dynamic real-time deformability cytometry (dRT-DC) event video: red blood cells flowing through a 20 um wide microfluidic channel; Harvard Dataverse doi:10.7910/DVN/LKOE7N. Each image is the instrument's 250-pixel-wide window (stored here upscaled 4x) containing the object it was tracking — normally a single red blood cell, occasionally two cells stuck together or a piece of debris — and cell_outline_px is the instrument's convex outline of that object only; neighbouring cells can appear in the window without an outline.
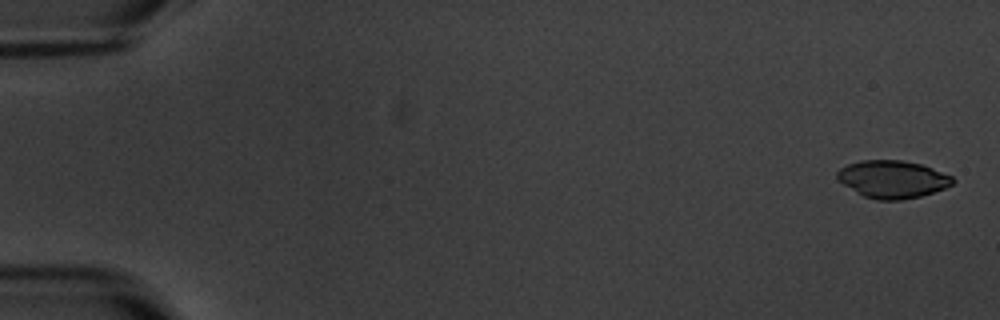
{"species": "common noctule bat (a hibernating species)", "species_latin": "Nyctalus noctula", "temperature_condition": "warm", "stored_images_in_passage": 6, "camera_frame_rate_fps": 3000, "um_per_image_px": 0.085, "animal": {"sex": "male", "body_mass_g": 20.1, "forearm_length_mm": 53.5}, "frame": {"image": 1, "passage_image": 1, "time_ms": 0.0, "image_size_px": [1000, 320], "cell_outline_px": [[956, 180], [952, 184], [944, 188], [920, 196], [900, 200], [876, 200], [864, 196], [836, 180], [836, 172], [840, 168], [848, 164], [860, 160], [900, 160], [920, 164], [932, 168], [952, 176]], "centroid_in_image_um": [75.84, 15.23], "position_along_channel_um": 9.2, "area_um2": 25.2}}
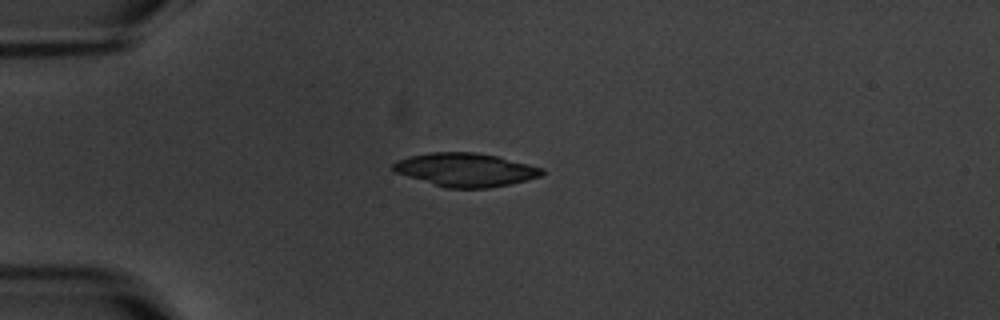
{"frame": {"image": 2, "passage_image": 5, "time_ms": 4.667, "image_size_px": [1000, 320], "cell_outline_px": [[544, 172], [540, 176], [528, 180], [488, 188], [448, 188], [408, 176], [396, 172], [392, 168], [392, 164], [396, 160], [408, 156], [432, 152], [476, 152], [496, 156], [544, 168]], "centroid_in_image_um": [39.57, 14.42], "position_along_channel_um": 45.4, "area_um2": 28.73}}